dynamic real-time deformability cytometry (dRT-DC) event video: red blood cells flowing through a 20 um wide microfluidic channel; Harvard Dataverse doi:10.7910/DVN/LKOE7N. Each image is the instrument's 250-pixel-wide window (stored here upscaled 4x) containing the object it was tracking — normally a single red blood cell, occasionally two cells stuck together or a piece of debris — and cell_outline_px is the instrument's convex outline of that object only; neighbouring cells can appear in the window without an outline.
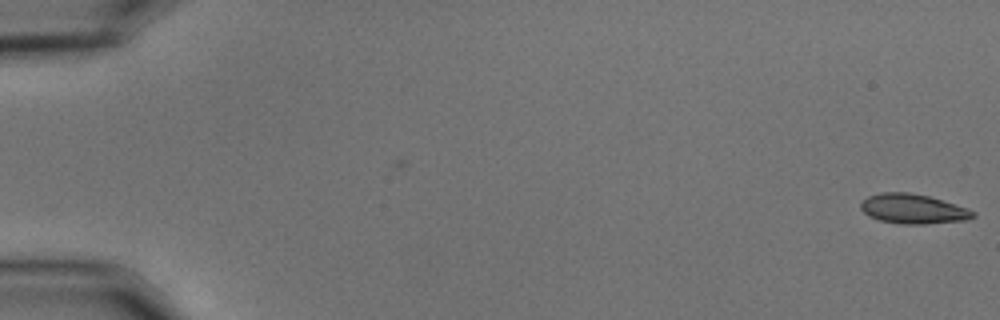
{"species": "common noctule bat (a hibernating species)", "species_latin": "Nyctalus noctula", "temperature_condition": "cold", "stored_images_in_passage": 5, "camera_frame_rate_fps": 3000, "um_per_image_px": 0.085, "animal": {"sex": "male", "body_mass_g": 15.6}, "frame": {"image": 1, "passage_image": 5, "time_ms": 1.333, "image_size_px": [1000, 320], "cell_outline_px": [[976, 216], [968, 220], [924, 224], [900, 224], [880, 220], [868, 216], [860, 208], [860, 204], [868, 196], [880, 192], [908, 192], [928, 196], [968, 208], [976, 212]], "centroid_in_image_um": [77.62, 17.76], "position_along_channel_um": 7.4, "area_um2": 19.48}}